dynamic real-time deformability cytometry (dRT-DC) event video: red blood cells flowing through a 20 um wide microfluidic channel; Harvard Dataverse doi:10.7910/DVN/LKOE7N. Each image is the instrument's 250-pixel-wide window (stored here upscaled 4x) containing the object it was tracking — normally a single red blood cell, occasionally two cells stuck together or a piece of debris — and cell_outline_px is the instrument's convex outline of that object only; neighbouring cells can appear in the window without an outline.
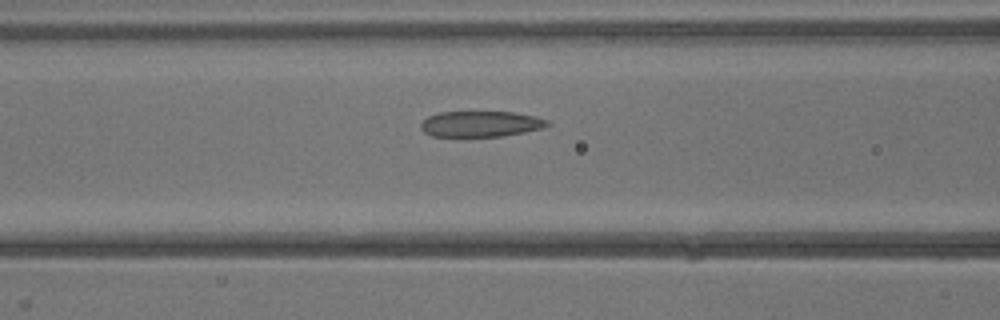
{"species": "common noctule bat (a hibernating species)", "species_latin": "Nyctalus noctula", "temperature_condition": "warm", "stored_images_in_passage": 25, "camera_frame_rate_fps": 3000, "um_per_image_px": 0.085, "animal": {"sex": "male", "body_mass_g": 13.3}, "frame": {"image": 1, "passage_image": 7, "time_ms": 2.0, "image_size_px": [1000, 320], "cell_outline_px": [[552, 124], [544, 128], [524, 132], [500, 136], [432, 136], [424, 132], [420, 128], [420, 124], [428, 116], [440, 112], [516, 112], [536, 116], [548, 120]], "centroid_in_image_um": [40.89, 10.53], "position_along_channel_um": 125.7, "area_um2": 19.07}}
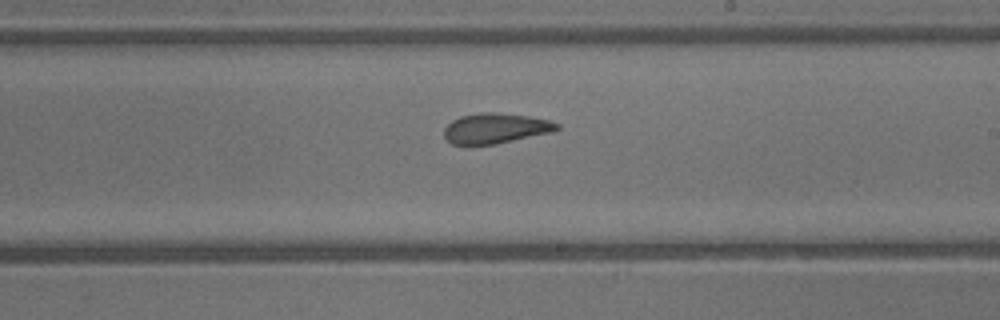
{"frame": {"image": 2, "passage_image": 14, "time_ms": 4.333, "image_size_px": [1000, 320], "cell_outline_px": [[560, 128], [552, 132], [496, 144], [468, 148], [452, 144], [444, 136], [444, 128], [452, 120], [460, 116], [480, 112], [492, 112], [528, 116], [548, 120], [560, 124]], "centroid_in_image_um": [42.06, 10.94], "position_along_channel_um": 246.9, "area_um2": 20.4}}
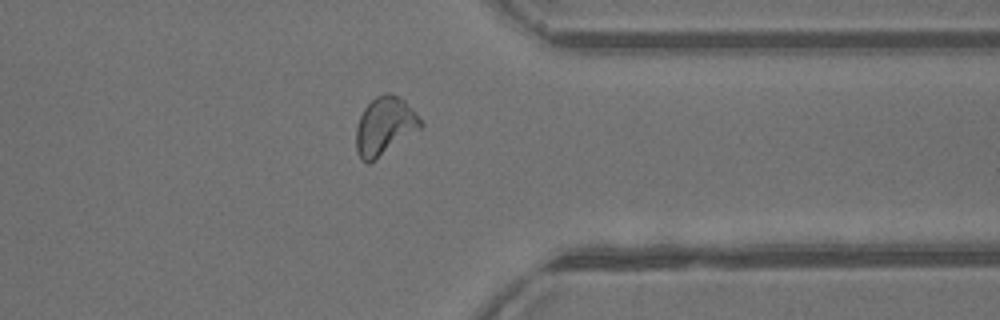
{"frame": {"image": 3, "passage_image": 22, "time_ms": 7.0, "image_size_px": [1000, 320], "cell_outline_px": [[424, 124], [420, 128], [376, 160], [368, 164], [360, 160], [356, 152], [356, 128], [360, 116], [364, 108], [376, 96], [384, 92], [388, 92], [404, 100], [412, 108]], "centroid_in_image_um": [32.67, 10.73], "position_along_channel_um": 378.7, "area_um2": 21.79}}